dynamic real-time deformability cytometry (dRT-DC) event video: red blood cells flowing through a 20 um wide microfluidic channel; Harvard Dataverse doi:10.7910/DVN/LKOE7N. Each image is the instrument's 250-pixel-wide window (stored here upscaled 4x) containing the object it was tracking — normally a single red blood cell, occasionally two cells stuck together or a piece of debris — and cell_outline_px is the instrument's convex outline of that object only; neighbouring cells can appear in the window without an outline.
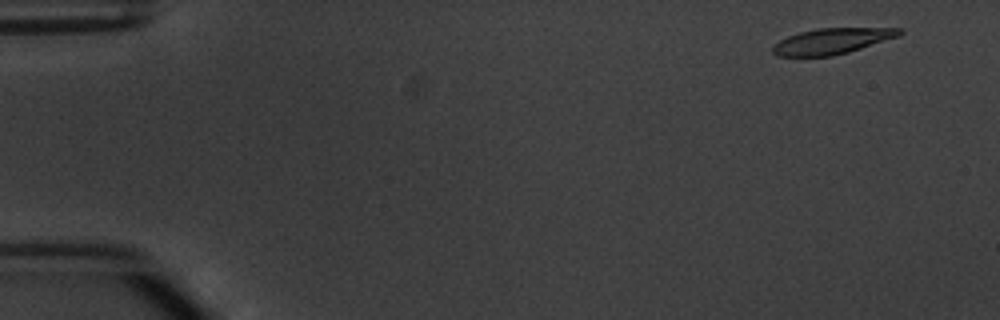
{"species": "common noctule bat (a hibernating species)", "species_latin": "Nyctalus noctula", "temperature_condition": "warm", "stored_images_in_passage": 5, "camera_frame_rate_fps": 3000, "um_per_image_px": 0.085, "animal": {"sex": "male", "body_mass_g": 20.1, "forearm_length_mm": 53.5}, "frame": {"image": 1, "passage_image": 1, "time_ms": 0.0, "image_size_px": [1000, 320], "cell_outline_px": [[904, 32], [896, 36], [848, 52], [832, 56], [776, 56], [772, 52], [772, 48], [780, 40], [788, 36], [800, 32], [820, 28], [904, 28]], "centroid_in_image_um": [70.69, 3.49], "position_along_channel_um": 14.3, "area_um2": 18.67}}